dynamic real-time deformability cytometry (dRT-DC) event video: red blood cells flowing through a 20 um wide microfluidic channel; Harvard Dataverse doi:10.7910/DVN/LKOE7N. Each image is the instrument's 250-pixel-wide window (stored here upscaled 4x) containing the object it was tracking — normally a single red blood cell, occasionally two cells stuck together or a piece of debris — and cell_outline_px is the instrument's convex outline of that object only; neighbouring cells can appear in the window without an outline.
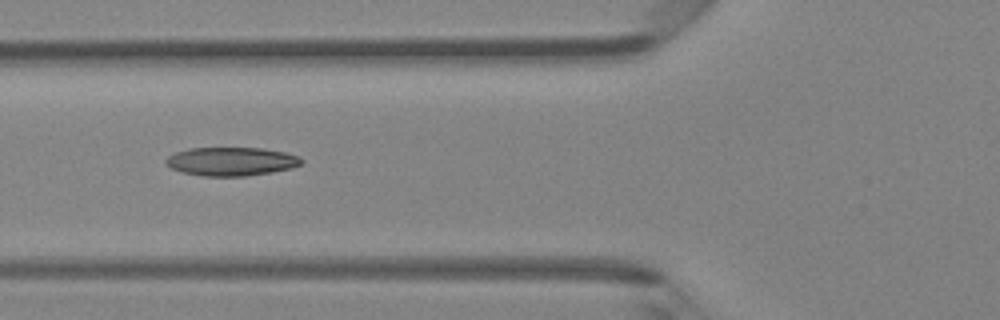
{"species": "Egyptian fruit bat (a non-hibernating species)", "species_latin": "Rousettus aegyptiacus", "temperature_condition": "room temperature", "stored_images_in_passage": 5, "camera_frame_rate_fps": 3000, "um_per_image_px": 0.085, "animal": {"sex": "female"}, "frame": {"image": 1, "passage_image": 5, "time_ms": 1.333, "image_size_px": [1000, 320], "cell_outline_px": [[304, 160], [300, 164], [292, 168], [272, 172], [248, 176], [204, 176], [184, 172], [172, 168], [164, 164], [164, 160], [168, 156], [176, 152], [188, 148], [264, 148], [284, 152], [296, 156]], "centroid_in_image_um": [19.64, 13.72], "position_along_channel_um": 106.2, "area_um2": 22.54}}